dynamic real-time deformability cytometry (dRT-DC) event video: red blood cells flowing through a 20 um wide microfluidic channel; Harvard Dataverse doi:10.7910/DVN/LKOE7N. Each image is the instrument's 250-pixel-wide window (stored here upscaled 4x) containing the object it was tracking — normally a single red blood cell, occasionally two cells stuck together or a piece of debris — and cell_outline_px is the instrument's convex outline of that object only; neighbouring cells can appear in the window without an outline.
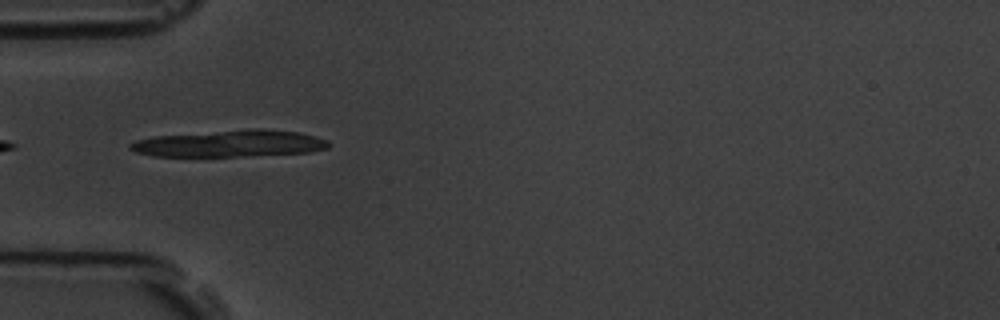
{"species": "common noctule bat (a hibernating species)", "species_latin": "Nyctalus noctula", "temperature_condition": "room temperature", "stored_images_in_passage": 7, "camera_frame_rate_fps": 3000, "um_per_image_px": 0.085, "animal": {"sex": "male", "body_mass_g": 19.5, "forearm_length_mm": 54.6}, "frame": {"image": 1, "passage_image": 5, "time_ms": 4.667, "image_size_px": [1000, 320], "cell_outline_px": [[332, 144], [328, 148], [308, 152], [240, 156], [152, 156], [136, 152], [128, 148], [128, 144], [136, 140], [156, 136], [252, 128], [260, 128], [300, 132], [316, 136], [328, 140]], "centroid_in_image_um": [19.56, 12.19], "position_along_channel_um": 65.4, "area_um2": 30.98}}